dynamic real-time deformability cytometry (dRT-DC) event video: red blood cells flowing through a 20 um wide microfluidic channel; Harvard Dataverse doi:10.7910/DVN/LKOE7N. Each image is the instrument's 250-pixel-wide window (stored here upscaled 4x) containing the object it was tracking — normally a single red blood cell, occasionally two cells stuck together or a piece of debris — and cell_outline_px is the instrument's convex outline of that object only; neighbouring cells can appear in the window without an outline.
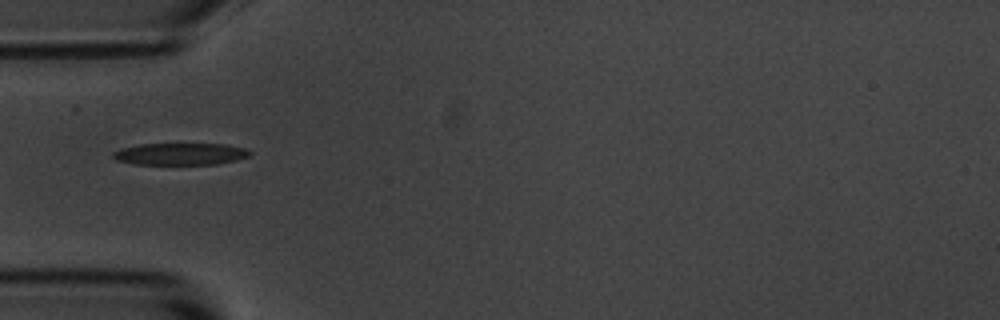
{"species": "common noctule bat (a hibernating species)", "species_latin": "Nyctalus noctula", "temperature_condition": "room temperature", "stored_images_in_passage": 39, "camera_frame_rate_fps": 3000, "um_per_image_px": 0.085, "animal": {"sex": "male", "body_mass_g": 20.1, "forearm_length_mm": 53.5}, "frame": {"image": 1, "passage_image": 1, "time_ms": 0.0, "image_size_px": [1000, 320], "cell_outline_px": [[252, 152], [248, 156], [236, 160], [216, 164], [132, 164], [116, 160], [112, 156], [112, 152], [124, 148], [140, 144], [224, 144], [244, 148]], "centroid_in_image_um": [15.31, 13.09], "position_along_channel_um": 69.7, "area_um2": 17.34}}
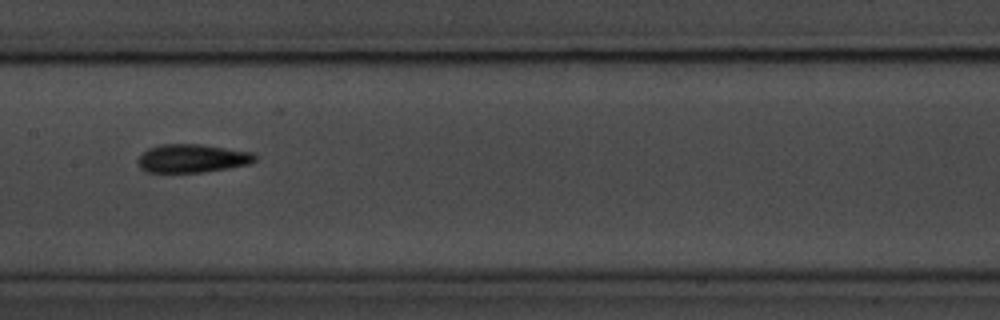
{"frame": {"image": 2, "passage_image": 11, "time_ms": 3.333, "image_size_px": [1000, 320], "cell_outline_px": [[256, 160], [248, 164], [228, 168], [204, 172], [144, 172], [140, 168], [136, 160], [148, 148], [164, 144], [200, 144], [252, 152], [256, 156]], "centroid_in_image_um": [16.31, 13.46], "position_along_channel_um": 191.1, "area_um2": 19.31}}
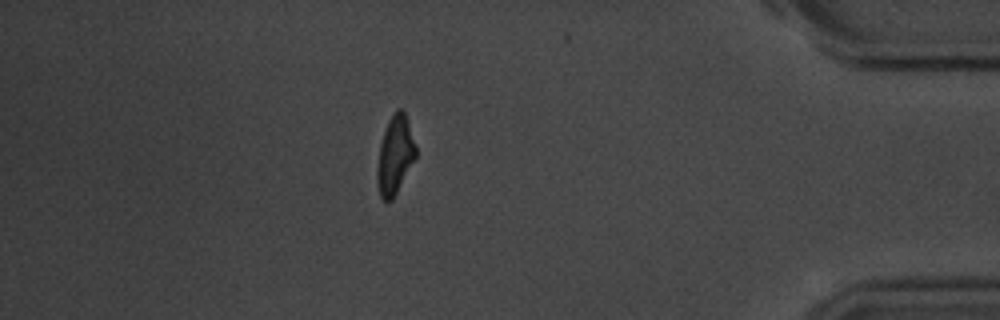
{"frame": {"image": 3, "passage_image": 32, "time_ms": 10.333, "image_size_px": [1000, 320], "cell_outline_px": [[416, 156], [392, 200], [384, 200], [380, 196], [376, 180], [376, 168], [380, 144], [388, 120], [392, 112], [396, 108], [400, 108], [404, 112], [416, 148]], "centroid_in_image_um": [33.54, 13.17], "position_along_channel_um": 401.7, "area_um2": 17.34}, "authors_computed_cell_mechanics": {"area_um2": 18.1492, "velocity_mm_per_s": 3.6141, "shape_relaxation_time_tau1_ms": 3.7925, "shape_relaxation_time_tau2_ms": 4.4263, "deformation_change_tau1": 0.1404, "deformation_change_tau2": 0.131}}